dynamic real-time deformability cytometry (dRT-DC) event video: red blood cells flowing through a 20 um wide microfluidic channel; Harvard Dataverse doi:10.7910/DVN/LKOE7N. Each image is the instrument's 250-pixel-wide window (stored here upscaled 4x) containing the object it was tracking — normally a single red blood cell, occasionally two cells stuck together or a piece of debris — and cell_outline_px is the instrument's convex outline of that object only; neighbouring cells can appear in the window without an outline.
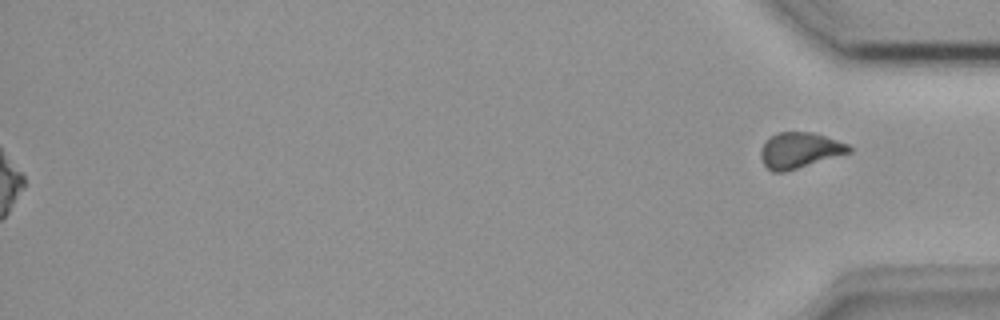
{"species": "common noctule bat (a hibernating species)", "species_latin": "Nyctalus noctula", "temperature_condition": "room temperature", "stored_images_in_passage": 42, "segment_of_instrument_passage": [2, 2], "camera_frame_rate_fps": 3000, "um_per_image_px": 0.085, "animal": {"sex": "female", "body_mass_g": 18.4}, "frame": {"image": 1, "passage_image": 42, "time_ms": 13.667, "image_size_px": [1000, 320], "cell_outline_px": [[852, 152], [784, 172], [772, 172], [764, 164], [760, 156], [760, 148], [776, 132], [812, 132], [848, 144], [852, 148]], "centroid_in_image_um": [67.96, 12.78], "position_along_channel_um": 367.2, "area_um2": 18.21}}